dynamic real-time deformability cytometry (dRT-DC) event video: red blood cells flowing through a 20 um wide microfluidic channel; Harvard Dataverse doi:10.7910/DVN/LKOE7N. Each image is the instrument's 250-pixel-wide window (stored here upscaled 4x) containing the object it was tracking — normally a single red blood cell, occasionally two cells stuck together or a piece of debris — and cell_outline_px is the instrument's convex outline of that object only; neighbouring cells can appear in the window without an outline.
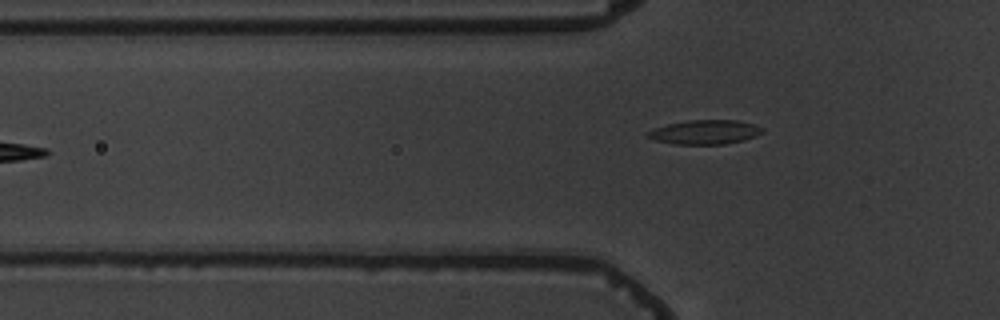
{"species": "common noctule bat (a hibernating species)", "species_latin": "Nyctalus noctula", "temperature_condition": "warm", "stored_images_in_passage": 4, "camera_frame_rate_fps": 3000, "um_per_image_px": 0.085, "animal": {"sex": "male", "body_mass_g": 19.5, "forearm_length_mm": 54.6}, "frame": {"image": 1, "passage_image": 4, "time_ms": 4.333, "image_size_px": [1000, 320], "cell_outline_px": [[764, 132], [756, 136], [744, 140], [724, 144], [672, 144], [656, 140], [648, 136], [648, 132], [656, 128], [668, 124], [688, 120], [736, 120], [752, 124], [764, 128]], "centroid_in_image_um": [59.97, 11.23], "position_along_channel_um": 65.8, "area_um2": 16.01}}